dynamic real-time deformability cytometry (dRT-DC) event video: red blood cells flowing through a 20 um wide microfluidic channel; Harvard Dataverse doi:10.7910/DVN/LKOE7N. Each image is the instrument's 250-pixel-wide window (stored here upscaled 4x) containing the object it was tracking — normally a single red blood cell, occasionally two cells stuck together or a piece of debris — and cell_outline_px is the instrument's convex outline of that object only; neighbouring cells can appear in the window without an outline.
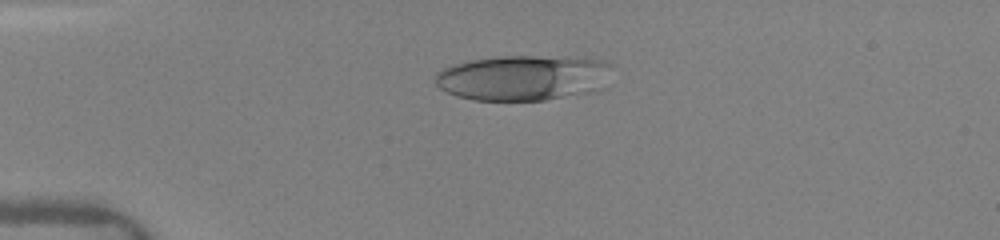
{"species": "human", "species_latin": "Homo sapiens", "temperature_condition": "warm", "stored_images_in_passage": 6, "camera_frame_rate_fps": 3000, "um_per_image_px": 0.085, "donor": {"sex": "female"}, "frame": {"image": 1, "passage_image": 5, "time_ms": 3.667, "image_size_px": [1000, 240], "cell_outline_px": [[612, 64], [608, 88], [596, 92], [544, 100], [472, 100], [456, 96], [440, 88], [436, 84], [436, 72], [452, 64], [468, 60], [500, 56], [536, 56], [604, 60]], "centroid_in_image_um": [44.55, 6.62], "position_along_channel_um": 40.5, "area_um2": 47.45}}